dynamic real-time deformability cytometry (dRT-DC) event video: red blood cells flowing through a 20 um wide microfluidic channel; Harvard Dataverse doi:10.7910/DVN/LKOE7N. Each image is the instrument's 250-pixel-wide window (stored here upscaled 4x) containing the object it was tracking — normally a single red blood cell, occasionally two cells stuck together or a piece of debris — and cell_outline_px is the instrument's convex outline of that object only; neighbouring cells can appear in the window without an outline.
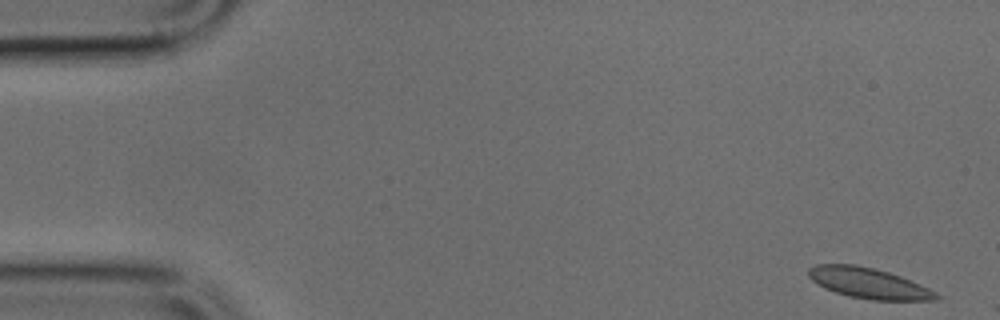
{"species": "common noctule bat (a hibernating species)", "species_latin": "Nyctalus noctula", "temperature_condition": "cold", "stored_images_in_passage": 8, "camera_frame_rate_fps": 3000, "um_per_image_px": 0.085, "animal": {"sex": "male", "body_mass_g": 17.9, "forearm_length_mm": 54.2}, "frame": {"image": 1, "passage_image": 1, "time_ms": 0.0, "image_size_px": [1000, 320], "cell_outline_px": [[940, 296], [936, 300], [872, 300], [848, 296], [824, 288], [816, 284], [808, 276], [808, 268], [816, 264], [856, 264], [888, 272], [900, 276], [920, 284], [936, 292]], "centroid_in_image_um": [73.8, 24.06], "position_along_channel_um": 11.2, "area_um2": 22.72}}